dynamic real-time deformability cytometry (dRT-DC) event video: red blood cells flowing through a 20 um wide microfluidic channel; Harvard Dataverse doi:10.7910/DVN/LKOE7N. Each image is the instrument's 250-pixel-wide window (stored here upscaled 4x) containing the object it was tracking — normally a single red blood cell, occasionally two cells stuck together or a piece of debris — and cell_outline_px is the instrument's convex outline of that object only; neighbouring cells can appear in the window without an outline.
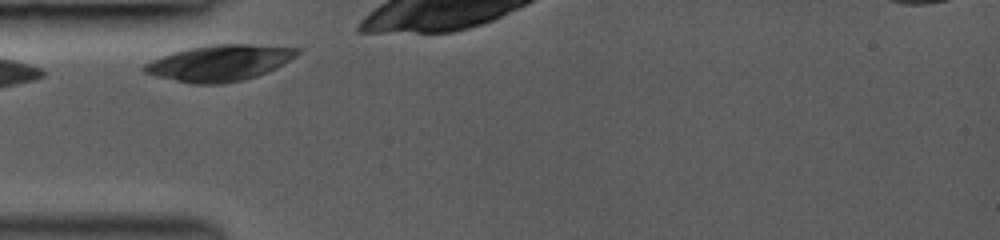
{"species": "common noctule bat (a hibernating species)", "species_latin": "Nyctalus noctula", "temperature_condition": "room temperature", "stored_images_in_passage": 12, "camera_frame_rate_fps": 3000, "um_per_image_px": 0.085, "animal": {"sex": "female", "body_mass_g": 19.0, "forearm_length_mm": 53.3}, "frame": {"image": 1, "passage_image": 1, "time_ms": 0.0, "image_size_px": [1000, 240], "cell_outline_px": [[300, 52], [296, 56], [284, 64], [268, 72], [244, 80], [220, 84], [192, 84], [156, 76], [144, 72], [140, 68], [144, 64], [152, 60], [172, 52], [188, 48], [212, 44], [248, 44], [300, 48]], "centroid_in_image_um": [18.66, 5.35], "position_along_channel_um": 66.3, "area_um2": 32.19}}
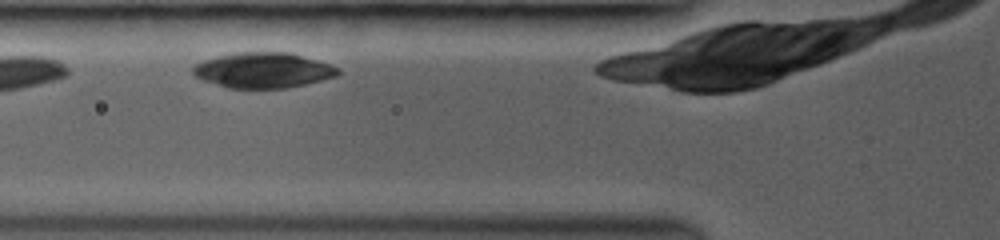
{"frame": {"image": 2, "passage_image": 3, "time_ms": 1.0, "image_size_px": [1000, 240], "cell_outline_px": [[340, 72], [336, 76], [288, 88], [228, 88], [204, 80], [196, 76], [192, 72], [192, 64], [216, 56], [236, 52], [292, 52], [340, 68]], "centroid_in_image_um": [22.34, 5.96], "position_along_channel_um": 103.5, "area_um2": 29.88}}